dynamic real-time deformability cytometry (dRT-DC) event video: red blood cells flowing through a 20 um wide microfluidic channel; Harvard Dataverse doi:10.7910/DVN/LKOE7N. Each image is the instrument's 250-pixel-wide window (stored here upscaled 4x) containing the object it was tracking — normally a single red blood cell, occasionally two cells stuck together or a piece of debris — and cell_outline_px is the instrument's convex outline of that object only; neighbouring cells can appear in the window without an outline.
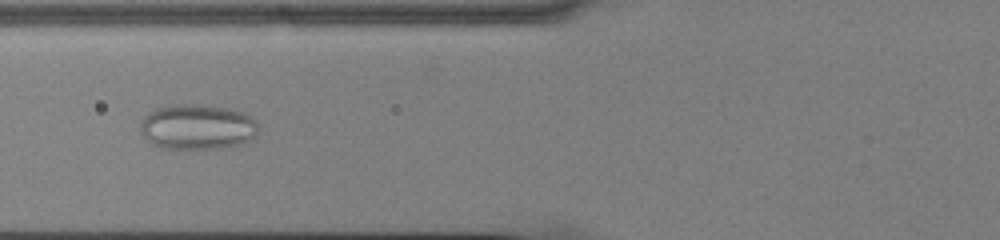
{"species": "common noctule bat (a hibernating species)", "species_latin": "Nyctalus noctula", "temperature_condition": "cold", "stored_images_in_passage": 46, "camera_frame_rate_fps": 3000, "um_per_image_px": 0.085, "animal": {"sex": "male", "body_mass_g": 13.0, "forearm_length_mm": 53.1}, "frame": {"image": 1, "passage_image": 13, "time_ms": 4.0, "image_size_px": [1000, 240], "cell_outline_px": [[256, 136], [252, 140], [240, 144], [220, 148], [160, 148], [152, 144], [140, 132], [140, 124], [144, 116], [148, 112], [156, 108], [176, 104], [208, 104], [232, 108], [244, 112], [256, 120]], "centroid_in_image_um": [16.78, 10.76], "position_along_channel_um": 109.0, "area_um2": 31.5}}
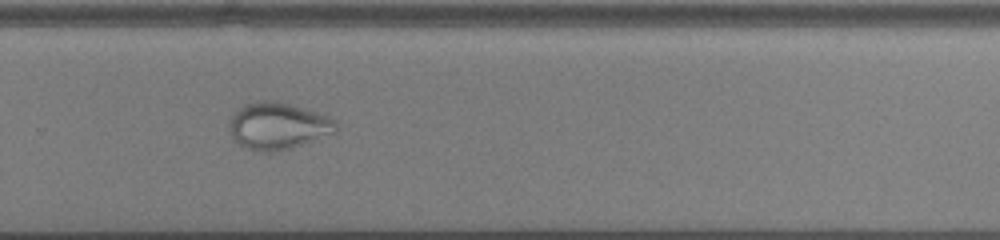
{"frame": {"image": 2, "passage_image": 29, "time_ms": 9.333, "image_size_px": [1000, 240], "cell_outline_px": [[336, 132], [292, 148], [272, 152], [264, 152], [248, 148], [240, 144], [228, 132], [228, 116], [236, 108], [244, 104], [256, 100], [272, 100], [288, 104], [328, 116], [336, 120]], "centroid_in_image_um": [23.55, 10.69], "position_along_channel_um": 306.3, "area_um2": 29.3}}
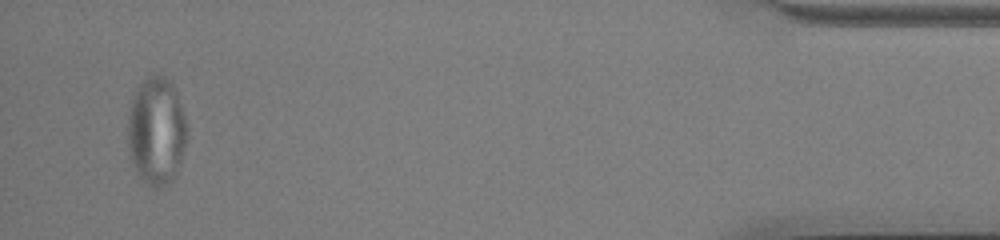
{"frame": {"image": 3, "passage_image": 44, "time_ms": 14.333, "image_size_px": [1000, 240], "cell_outline_px": [[188, 136], [176, 176], [172, 180], [160, 188], [152, 188], [136, 172], [132, 164], [128, 148], [128, 116], [132, 96], [140, 84], [152, 72], [156, 72], [164, 76], [172, 84], [176, 92], [188, 128]], "centroid_in_image_um": [13.3, 11.13], "position_along_channel_um": 421.9, "area_um2": 37.57}}